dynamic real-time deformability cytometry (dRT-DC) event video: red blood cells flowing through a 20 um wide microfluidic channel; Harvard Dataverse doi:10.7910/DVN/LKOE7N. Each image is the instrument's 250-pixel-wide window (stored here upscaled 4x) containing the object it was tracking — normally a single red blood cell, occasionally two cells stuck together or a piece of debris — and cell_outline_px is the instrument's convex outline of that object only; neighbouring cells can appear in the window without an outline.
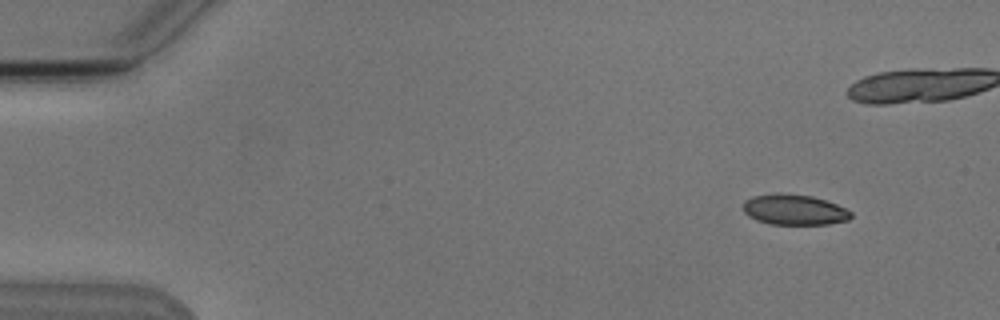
{"species": "Egyptian fruit bat (a non-hibernating species)", "species_latin": "Rousettus aegyptiacus", "temperature_condition": "cold", "stored_images_in_passage": 5, "camera_frame_rate_fps": 3000, "um_per_image_px": 0.085, "animal": {"sex": "male"}, "frame": {"image": 1, "passage_image": 1, "time_ms": 0.0, "image_size_px": [1000, 320], "cell_outline_px": [[852, 216], [848, 220], [828, 224], [768, 224], [756, 220], [748, 216], [744, 212], [744, 200], [752, 196], [776, 192], [780, 192], [812, 196], [836, 204], [852, 212]], "centroid_in_image_um": [67.48, 17.81], "position_along_channel_um": 17.5, "area_um2": 19.31}}